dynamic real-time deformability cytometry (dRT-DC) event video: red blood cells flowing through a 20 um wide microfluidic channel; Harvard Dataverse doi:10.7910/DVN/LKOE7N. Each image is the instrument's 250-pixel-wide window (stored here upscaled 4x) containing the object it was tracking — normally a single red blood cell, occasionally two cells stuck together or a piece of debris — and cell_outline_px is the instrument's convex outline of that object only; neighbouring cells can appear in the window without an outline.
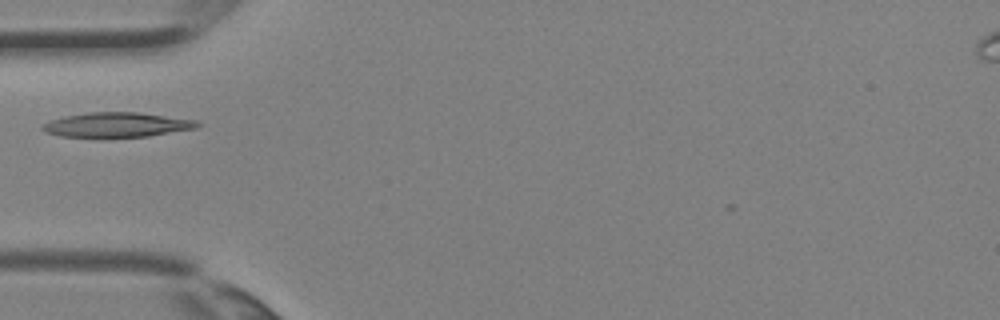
{"species": "Egyptian fruit bat (a non-hibernating species)", "species_latin": "Rousettus aegyptiacus", "temperature_condition": "room temperature", "stored_images_in_passage": 3, "camera_frame_rate_fps": 3000, "um_per_image_px": 0.085, "animal": {"sex": "female"}, "frame": {"image": 1, "passage_image": 3, "time_ms": 0.667, "image_size_px": [1000, 320], "cell_outline_px": [[204, 124], [196, 128], [148, 136], [60, 136], [44, 132], [40, 128], [40, 124], [64, 116], [88, 112], [140, 112], [196, 120]], "centroid_in_image_um": [9.94, 10.59], "position_along_channel_um": 75.1, "area_um2": 22.14}}